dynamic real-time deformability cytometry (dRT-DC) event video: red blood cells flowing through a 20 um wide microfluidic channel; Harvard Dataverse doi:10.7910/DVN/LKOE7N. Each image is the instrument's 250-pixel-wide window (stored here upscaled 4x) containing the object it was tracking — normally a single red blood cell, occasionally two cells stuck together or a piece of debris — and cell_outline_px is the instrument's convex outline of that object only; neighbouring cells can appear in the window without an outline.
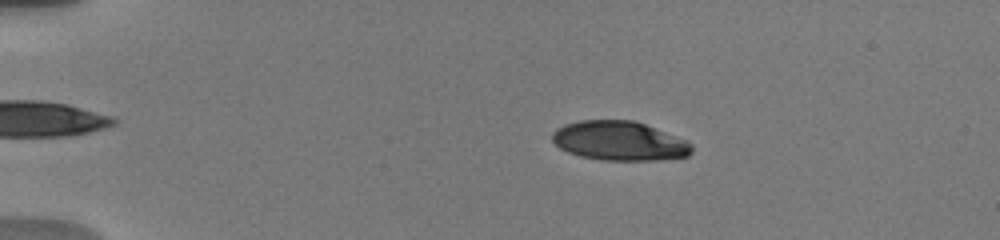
{"species": "human", "species_latin": "Homo sapiens", "temperature_condition": "warm", "stored_images_in_passage": 18, "camera_frame_rate_fps": 3000, "um_per_image_px": 0.085, "donor": {"sex": "male"}, "frame": {"image": 1, "passage_image": 4, "time_ms": 2.333, "image_size_px": [1000, 240], "cell_outline_px": [[692, 152], [688, 156], [656, 160], [600, 160], [580, 156], [568, 152], [560, 148], [552, 140], [552, 132], [556, 128], [564, 124], [580, 120], [632, 120], [644, 124], [688, 140], [692, 144]], "centroid_in_image_um": [52.64, 11.97], "position_along_channel_um": 32.4, "area_um2": 32.02}}
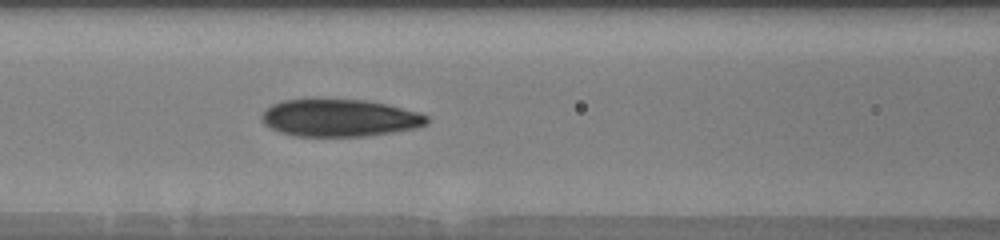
{"frame": {"image": 2, "passage_image": 15, "time_ms": 7.0, "image_size_px": [1000, 240], "cell_outline_px": [[428, 124], [416, 128], [392, 132], [364, 136], [292, 136], [280, 132], [264, 124], [260, 116], [272, 104], [284, 100], [316, 96], [364, 100], [384, 104], [420, 112], [428, 116]], "centroid_in_image_um": [28.83, 9.98], "position_along_channel_um": 137.8, "area_um2": 36.76}}
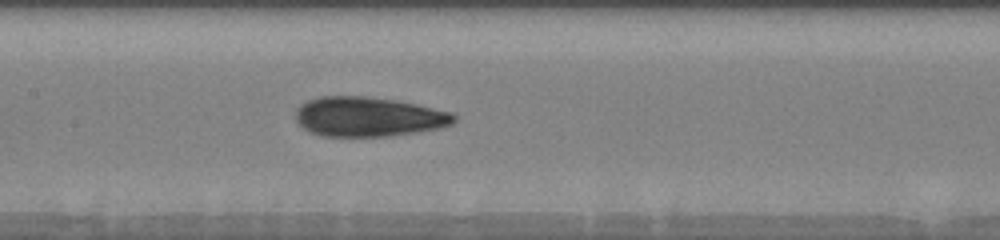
{"frame": {"image": 3, "passage_image": 18, "time_ms": 8.0, "image_size_px": [1000, 240], "cell_outline_px": [[456, 120], [452, 124], [440, 128], [420, 132], [388, 136], [320, 136], [308, 132], [296, 120], [296, 108], [300, 104], [308, 100], [320, 96], [368, 96], [396, 100], [416, 104], [452, 112], [456, 116]], "centroid_in_image_um": [31.31, 9.92], "position_along_channel_um": 176.1, "area_um2": 36.88}}